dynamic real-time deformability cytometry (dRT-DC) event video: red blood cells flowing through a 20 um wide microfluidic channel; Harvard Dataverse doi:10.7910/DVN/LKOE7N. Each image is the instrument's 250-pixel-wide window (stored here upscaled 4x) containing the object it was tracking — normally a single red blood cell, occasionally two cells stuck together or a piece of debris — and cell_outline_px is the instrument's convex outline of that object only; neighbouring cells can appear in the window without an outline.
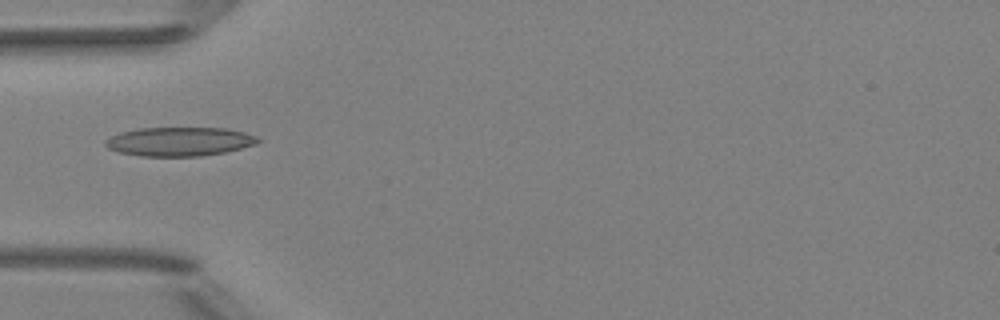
{"species": "Egyptian fruit bat (a non-hibernating species)", "species_latin": "Rousettus aegyptiacus", "temperature_condition": "room temperature", "stored_images_in_passage": 6, "camera_frame_rate_fps": 3000, "um_per_image_px": 0.085, "animal": {"sex": "female"}, "frame": {"image": 1, "passage_image": 5, "time_ms": 1.333, "image_size_px": [1000, 320], "cell_outline_px": [[260, 140], [256, 144], [224, 152], [200, 156], [140, 156], [120, 152], [108, 148], [104, 144], [104, 140], [120, 132], [136, 128], [228, 128], [244, 132], [256, 136]], "centroid_in_image_um": [15.23, 12.02], "position_along_channel_um": 69.8, "area_um2": 25.66}}
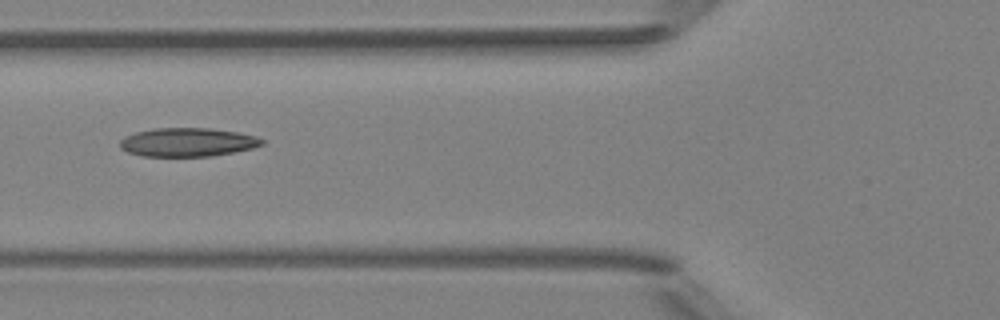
{"frame": {"image": 2, "passage_image": 6, "time_ms": 1.667, "image_size_px": [1000, 320], "cell_outline_px": [[264, 144], [252, 148], [236, 152], [212, 156], [144, 156], [128, 152], [120, 148], [120, 140], [124, 136], [136, 132], [156, 128], [208, 128], [236, 132], [256, 136], [264, 140]], "centroid_in_image_um": [15.95, 12.09], "position_along_channel_um": 109.9, "area_um2": 23.7}}